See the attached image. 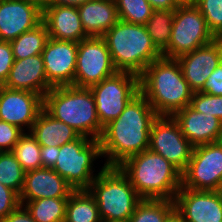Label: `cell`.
<instances>
[{"label": "cell", "mask_w": 222, "mask_h": 222, "mask_svg": "<svg viewBox=\"0 0 222 222\" xmlns=\"http://www.w3.org/2000/svg\"><path fill=\"white\" fill-rule=\"evenodd\" d=\"M140 93L159 116H172L190 105L194 92L177 59L161 57L140 75Z\"/></svg>", "instance_id": "7a4b0ae2"}, {"label": "cell", "mask_w": 222, "mask_h": 222, "mask_svg": "<svg viewBox=\"0 0 222 222\" xmlns=\"http://www.w3.org/2000/svg\"><path fill=\"white\" fill-rule=\"evenodd\" d=\"M19 195L0 183V221L20 205Z\"/></svg>", "instance_id": "e575fe53"}, {"label": "cell", "mask_w": 222, "mask_h": 222, "mask_svg": "<svg viewBox=\"0 0 222 222\" xmlns=\"http://www.w3.org/2000/svg\"><path fill=\"white\" fill-rule=\"evenodd\" d=\"M100 124L104 127L118 118L129 102L140 93V76L118 71L90 87Z\"/></svg>", "instance_id": "ba28073f"}, {"label": "cell", "mask_w": 222, "mask_h": 222, "mask_svg": "<svg viewBox=\"0 0 222 222\" xmlns=\"http://www.w3.org/2000/svg\"><path fill=\"white\" fill-rule=\"evenodd\" d=\"M142 199L174 200L182 185V172L150 149L119 166Z\"/></svg>", "instance_id": "3957f363"}, {"label": "cell", "mask_w": 222, "mask_h": 222, "mask_svg": "<svg viewBox=\"0 0 222 222\" xmlns=\"http://www.w3.org/2000/svg\"><path fill=\"white\" fill-rule=\"evenodd\" d=\"M41 146L30 132L24 133L11 150L25 171L42 168Z\"/></svg>", "instance_id": "f1b7e54d"}, {"label": "cell", "mask_w": 222, "mask_h": 222, "mask_svg": "<svg viewBox=\"0 0 222 222\" xmlns=\"http://www.w3.org/2000/svg\"><path fill=\"white\" fill-rule=\"evenodd\" d=\"M19 127L0 120V151H11L25 133Z\"/></svg>", "instance_id": "836d02e7"}, {"label": "cell", "mask_w": 222, "mask_h": 222, "mask_svg": "<svg viewBox=\"0 0 222 222\" xmlns=\"http://www.w3.org/2000/svg\"><path fill=\"white\" fill-rule=\"evenodd\" d=\"M215 39L196 6H178L175 9L169 46L162 57L177 59Z\"/></svg>", "instance_id": "9c48e42d"}, {"label": "cell", "mask_w": 222, "mask_h": 222, "mask_svg": "<svg viewBox=\"0 0 222 222\" xmlns=\"http://www.w3.org/2000/svg\"><path fill=\"white\" fill-rule=\"evenodd\" d=\"M42 22L50 38L80 42L89 36L85 33L77 7L48 5L43 10Z\"/></svg>", "instance_id": "44dd1931"}, {"label": "cell", "mask_w": 222, "mask_h": 222, "mask_svg": "<svg viewBox=\"0 0 222 222\" xmlns=\"http://www.w3.org/2000/svg\"><path fill=\"white\" fill-rule=\"evenodd\" d=\"M119 20L145 25L152 16L153 8L147 0H115Z\"/></svg>", "instance_id": "4dcf8cb0"}, {"label": "cell", "mask_w": 222, "mask_h": 222, "mask_svg": "<svg viewBox=\"0 0 222 222\" xmlns=\"http://www.w3.org/2000/svg\"><path fill=\"white\" fill-rule=\"evenodd\" d=\"M198 0H174L177 6H195Z\"/></svg>", "instance_id": "ee69618b"}, {"label": "cell", "mask_w": 222, "mask_h": 222, "mask_svg": "<svg viewBox=\"0 0 222 222\" xmlns=\"http://www.w3.org/2000/svg\"><path fill=\"white\" fill-rule=\"evenodd\" d=\"M102 222H128L142 200L118 166H103L88 188Z\"/></svg>", "instance_id": "8992f818"}, {"label": "cell", "mask_w": 222, "mask_h": 222, "mask_svg": "<svg viewBox=\"0 0 222 222\" xmlns=\"http://www.w3.org/2000/svg\"><path fill=\"white\" fill-rule=\"evenodd\" d=\"M0 222H36L29 211L20 204L15 210L3 218Z\"/></svg>", "instance_id": "f35d334b"}, {"label": "cell", "mask_w": 222, "mask_h": 222, "mask_svg": "<svg viewBox=\"0 0 222 222\" xmlns=\"http://www.w3.org/2000/svg\"><path fill=\"white\" fill-rule=\"evenodd\" d=\"M64 222H102L97 202L88 189L71 193L66 204Z\"/></svg>", "instance_id": "cb8c5ba5"}, {"label": "cell", "mask_w": 222, "mask_h": 222, "mask_svg": "<svg viewBox=\"0 0 222 222\" xmlns=\"http://www.w3.org/2000/svg\"><path fill=\"white\" fill-rule=\"evenodd\" d=\"M48 38V30L43 22L34 29L22 33L10 42L15 60L42 54Z\"/></svg>", "instance_id": "484cf974"}, {"label": "cell", "mask_w": 222, "mask_h": 222, "mask_svg": "<svg viewBox=\"0 0 222 222\" xmlns=\"http://www.w3.org/2000/svg\"><path fill=\"white\" fill-rule=\"evenodd\" d=\"M184 79L195 93L199 92L210 74L222 62V38L201 46L177 58Z\"/></svg>", "instance_id": "2e32d148"}, {"label": "cell", "mask_w": 222, "mask_h": 222, "mask_svg": "<svg viewBox=\"0 0 222 222\" xmlns=\"http://www.w3.org/2000/svg\"><path fill=\"white\" fill-rule=\"evenodd\" d=\"M14 61L15 58L10 42L0 41V86L7 81Z\"/></svg>", "instance_id": "d590c367"}, {"label": "cell", "mask_w": 222, "mask_h": 222, "mask_svg": "<svg viewBox=\"0 0 222 222\" xmlns=\"http://www.w3.org/2000/svg\"><path fill=\"white\" fill-rule=\"evenodd\" d=\"M183 188L222 191V141L194 147L182 172Z\"/></svg>", "instance_id": "30bf717a"}, {"label": "cell", "mask_w": 222, "mask_h": 222, "mask_svg": "<svg viewBox=\"0 0 222 222\" xmlns=\"http://www.w3.org/2000/svg\"><path fill=\"white\" fill-rule=\"evenodd\" d=\"M69 197L20 201L36 222H64Z\"/></svg>", "instance_id": "d4e9b609"}, {"label": "cell", "mask_w": 222, "mask_h": 222, "mask_svg": "<svg viewBox=\"0 0 222 222\" xmlns=\"http://www.w3.org/2000/svg\"><path fill=\"white\" fill-rule=\"evenodd\" d=\"M77 9L89 37H102L119 21L115 0H89Z\"/></svg>", "instance_id": "7402d4cb"}, {"label": "cell", "mask_w": 222, "mask_h": 222, "mask_svg": "<svg viewBox=\"0 0 222 222\" xmlns=\"http://www.w3.org/2000/svg\"><path fill=\"white\" fill-rule=\"evenodd\" d=\"M153 10H175L178 6L174 0H147Z\"/></svg>", "instance_id": "ab89813d"}, {"label": "cell", "mask_w": 222, "mask_h": 222, "mask_svg": "<svg viewBox=\"0 0 222 222\" xmlns=\"http://www.w3.org/2000/svg\"><path fill=\"white\" fill-rule=\"evenodd\" d=\"M43 109L80 135L99 140L103 126L90 88L74 85L52 87L43 97Z\"/></svg>", "instance_id": "277c9868"}, {"label": "cell", "mask_w": 222, "mask_h": 222, "mask_svg": "<svg viewBox=\"0 0 222 222\" xmlns=\"http://www.w3.org/2000/svg\"><path fill=\"white\" fill-rule=\"evenodd\" d=\"M199 92L222 96V62L210 74Z\"/></svg>", "instance_id": "8d00e7d4"}, {"label": "cell", "mask_w": 222, "mask_h": 222, "mask_svg": "<svg viewBox=\"0 0 222 222\" xmlns=\"http://www.w3.org/2000/svg\"><path fill=\"white\" fill-rule=\"evenodd\" d=\"M174 16L175 10H153L145 24L153 45L161 54L168 49Z\"/></svg>", "instance_id": "4316f807"}, {"label": "cell", "mask_w": 222, "mask_h": 222, "mask_svg": "<svg viewBox=\"0 0 222 222\" xmlns=\"http://www.w3.org/2000/svg\"><path fill=\"white\" fill-rule=\"evenodd\" d=\"M216 38H222V0H198L195 5Z\"/></svg>", "instance_id": "1f68e13d"}, {"label": "cell", "mask_w": 222, "mask_h": 222, "mask_svg": "<svg viewBox=\"0 0 222 222\" xmlns=\"http://www.w3.org/2000/svg\"><path fill=\"white\" fill-rule=\"evenodd\" d=\"M159 115L139 93L118 118L104 126L99 139L105 166H119L127 158L149 148L150 131Z\"/></svg>", "instance_id": "6da1fadb"}, {"label": "cell", "mask_w": 222, "mask_h": 222, "mask_svg": "<svg viewBox=\"0 0 222 222\" xmlns=\"http://www.w3.org/2000/svg\"><path fill=\"white\" fill-rule=\"evenodd\" d=\"M174 209V200L142 199L128 222H164Z\"/></svg>", "instance_id": "83f0119b"}, {"label": "cell", "mask_w": 222, "mask_h": 222, "mask_svg": "<svg viewBox=\"0 0 222 222\" xmlns=\"http://www.w3.org/2000/svg\"><path fill=\"white\" fill-rule=\"evenodd\" d=\"M102 157L100 141L80 135L77 139L59 146V155L52 168L74 190L88 189L98 176L93 174V162Z\"/></svg>", "instance_id": "52a82bcc"}, {"label": "cell", "mask_w": 222, "mask_h": 222, "mask_svg": "<svg viewBox=\"0 0 222 222\" xmlns=\"http://www.w3.org/2000/svg\"><path fill=\"white\" fill-rule=\"evenodd\" d=\"M42 109L43 97L41 95L0 86V120L22 130L26 127L29 132Z\"/></svg>", "instance_id": "5bb4252c"}, {"label": "cell", "mask_w": 222, "mask_h": 222, "mask_svg": "<svg viewBox=\"0 0 222 222\" xmlns=\"http://www.w3.org/2000/svg\"><path fill=\"white\" fill-rule=\"evenodd\" d=\"M40 154L42 167L52 169L59 155V146H41Z\"/></svg>", "instance_id": "74e56055"}, {"label": "cell", "mask_w": 222, "mask_h": 222, "mask_svg": "<svg viewBox=\"0 0 222 222\" xmlns=\"http://www.w3.org/2000/svg\"><path fill=\"white\" fill-rule=\"evenodd\" d=\"M74 188L56 171L39 168L26 171L20 201L69 197Z\"/></svg>", "instance_id": "d6986e66"}, {"label": "cell", "mask_w": 222, "mask_h": 222, "mask_svg": "<svg viewBox=\"0 0 222 222\" xmlns=\"http://www.w3.org/2000/svg\"><path fill=\"white\" fill-rule=\"evenodd\" d=\"M89 0H49L48 5H63L79 7Z\"/></svg>", "instance_id": "60d3db41"}, {"label": "cell", "mask_w": 222, "mask_h": 222, "mask_svg": "<svg viewBox=\"0 0 222 222\" xmlns=\"http://www.w3.org/2000/svg\"><path fill=\"white\" fill-rule=\"evenodd\" d=\"M40 146H62L77 139L80 134L69 125L56 120L44 109L38 114L29 131Z\"/></svg>", "instance_id": "603a6c76"}, {"label": "cell", "mask_w": 222, "mask_h": 222, "mask_svg": "<svg viewBox=\"0 0 222 222\" xmlns=\"http://www.w3.org/2000/svg\"><path fill=\"white\" fill-rule=\"evenodd\" d=\"M190 106L198 112L213 115L222 121V96L206 93H193Z\"/></svg>", "instance_id": "d6a6232c"}, {"label": "cell", "mask_w": 222, "mask_h": 222, "mask_svg": "<svg viewBox=\"0 0 222 222\" xmlns=\"http://www.w3.org/2000/svg\"><path fill=\"white\" fill-rule=\"evenodd\" d=\"M25 2H30L39 7L42 11L48 6L49 0H20Z\"/></svg>", "instance_id": "7bdbcfd3"}, {"label": "cell", "mask_w": 222, "mask_h": 222, "mask_svg": "<svg viewBox=\"0 0 222 222\" xmlns=\"http://www.w3.org/2000/svg\"><path fill=\"white\" fill-rule=\"evenodd\" d=\"M117 72L103 37L90 36L78 43L74 86L90 88Z\"/></svg>", "instance_id": "8fae6325"}, {"label": "cell", "mask_w": 222, "mask_h": 222, "mask_svg": "<svg viewBox=\"0 0 222 222\" xmlns=\"http://www.w3.org/2000/svg\"><path fill=\"white\" fill-rule=\"evenodd\" d=\"M172 117L194 147L221 141L222 121L213 115L195 111L189 105L175 112Z\"/></svg>", "instance_id": "ac0fdd59"}, {"label": "cell", "mask_w": 222, "mask_h": 222, "mask_svg": "<svg viewBox=\"0 0 222 222\" xmlns=\"http://www.w3.org/2000/svg\"><path fill=\"white\" fill-rule=\"evenodd\" d=\"M174 203L184 222H222V191L192 190L181 186Z\"/></svg>", "instance_id": "4fadbf2b"}, {"label": "cell", "mask_w": 222, "mask_h": 222, "mask_svg": "<svg viewBox=\"0 0 222 222\" xmlns=\"http://www.w3.org/2000/svg\"><path fill=\"white\" fill-rule=\"evenodd\" d=\"M78 42L48 38L42 51L47 81L53 86L74 85Z\"/></svg>", "instance_id": "9a60e30c"}, {"label": "cell", "mask_w": 222, "mask_h": 222, "mask_svg": "<svg viewBox=\"0 0 222 222\" xmlns=\"http://www.w3.org/2000/svg\"><path fill=\"white\" fill-rule=\"evenodd\" d=\"M3 86L31 91L42 97L53 87L47 81L41 54L15 60Z\"/></svg>", "instance_id": "ffe728a7"}, {"label": "cell", "mask_w": 222, "mask_h": 222, "mask_svg": "<svg viewBox=\"0 0 222 222\" xmlns=\"http://www.w3.org/2000/svg\"><path fill=\"white\" fill-rule=\"evenodd\" d=\"M117 71L140 76L162 54L153 45L145 25L119 20L102 36Z\"/></svg>", "instance_id": "5b68a950"}, {"label": "cell", "mask_w": 222, "mask_h": 222, "mask_svg": "<svg viewBox=\"0 0 222 222\" xmlns=\"http://www.w3.org/2000/svg\"><path fill=\"white\" fill-rule=\"evenodd\" d=\"M26 171L11 151L0 153V183L20 195Z\"/></svg>", "instance_id": "f546056e"}, {"label": "cell", "mask_w": 222, "mask_h": 222, "mask_svg": "<svg viewBox=\"0 0 222 222\" xmlns=\"http://www.w3.org/2000/svg\"><path fill=\"white\" fill-rule=\"evenodd\" d=\"M164 222H184L183 217L181 214L174 209L167 217Z\"/></svg>", "instance_id": "b9f144b4"}, {"label": "cell", "mask_w": 222, "mask_h": 222, "mask_svg": "<svg viewBox=\"0 0 222 222\" xmlns=\"http://www.w3.org/2000/svg\"><path fill=\"white\" fill-rule=\"evenodd\" d=\"M43 11L20 0H0V41L11 42L42 23Z\"/></svg>", "instance_id": "e0dca14e"}, {"label": "cell", "mask_w": 222, "mask_h": 222, "mask_svg": "<svg viewBox=\"0 0 222 222\" xmlns=\"http://www.w3.org/2000/svg\"><path fill=\"white\" fill-rule=\"evenodd\" d=\"M148 149L183 172L191 159L194 146L183 135L172 116H158L151 127Z\"/></svg>", "instance_id": "7c38bea8"}]
</instances>
